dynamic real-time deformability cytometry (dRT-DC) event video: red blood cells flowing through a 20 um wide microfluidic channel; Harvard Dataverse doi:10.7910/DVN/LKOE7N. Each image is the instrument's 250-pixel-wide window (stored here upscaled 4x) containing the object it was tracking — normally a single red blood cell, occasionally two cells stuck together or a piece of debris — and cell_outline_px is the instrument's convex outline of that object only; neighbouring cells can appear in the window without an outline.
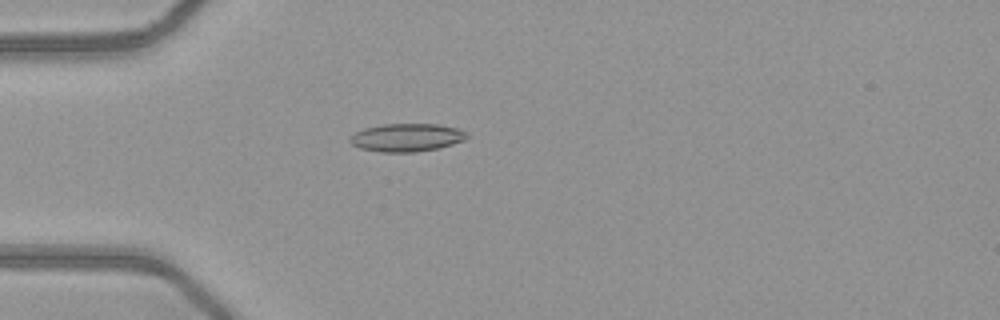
{"species": "common noctule bat (a hibernating species)", "species_latin": "Nyctalus noctula", "temperature_condition": "warm", "stored_images_in_passage": 51, "camera_frame_rate_fps": 3000, "um_per_image_px": 0.085, "animal": {"sex": "female", "body_mass_g": 21.9}, "frame": {"image": 1, "passage_image": 15, "time_ms": 4.667, "image_size_px": [1000, 320], "cell_outline_px": [[468, 136], [464, 140], [440, 148], [416, 152], [380, 152], [360, 148], [352, 144], [348, 140], [356, 132], [364, 128], [384, 124], [440, 124], [456, 128], [468, 132]], "centroid_in_image_um": [34.59, 11.69], "position_along_channel_um": 50.4, "area_um2": 19.13}}
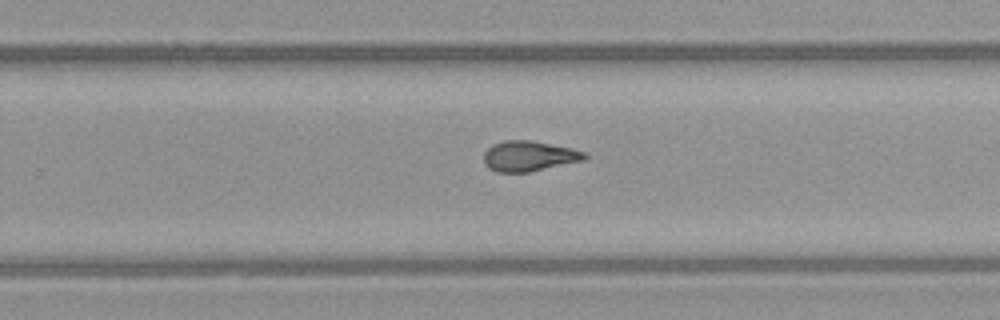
{"frame": {"image": 2, "passage_image": 33, "time_ms": 10.667, "image_size_px": [1000, 320], "cell_outline_px": [[588, 156], [584, 160], [528, 172], [496, 172], [488, 168], [484, 164], [484, 152], [492, 144], [504, 140], [532, 140], [568, 148], [584, 152]], "centroid_in_image_um": [44.91, 13.27], "position_along_channel_um": 284.9, "area_um2": 17.69}}
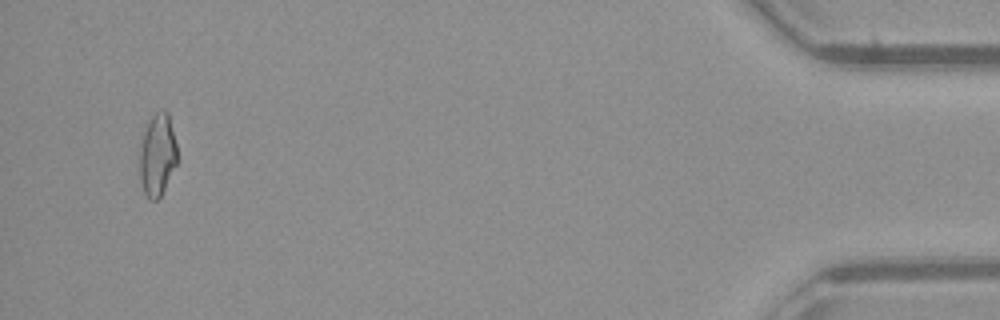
{"frame": {"image": 3, "passage_image": 49, "time_ms": 16.0, "image_size_px": [1000, 320], "cell_outline_px": [[180, 160], [160, 196], [156, 200], [152, 200], [144, 192], [140, 180], [140, 144], [144, 132], [152, 116], [156, 112], [164, 108], [168, 112]], "centroid_in_image_um": [13.41, 13.16], "position_along_channel_um": 421.8, "area_um2": 18.15}, "authors_computed_cell_mechanics": {"area_um2": 17.9758, "velocity_mm_per_s": 4.1013, "shape_relaxation_time_tau1_ms": 6.695, "shape_relaxation_time_tau2_ms": 1.9611, "deformation_change_tau1": 0.1972, "deformation_change_tau2": 0.1002}}